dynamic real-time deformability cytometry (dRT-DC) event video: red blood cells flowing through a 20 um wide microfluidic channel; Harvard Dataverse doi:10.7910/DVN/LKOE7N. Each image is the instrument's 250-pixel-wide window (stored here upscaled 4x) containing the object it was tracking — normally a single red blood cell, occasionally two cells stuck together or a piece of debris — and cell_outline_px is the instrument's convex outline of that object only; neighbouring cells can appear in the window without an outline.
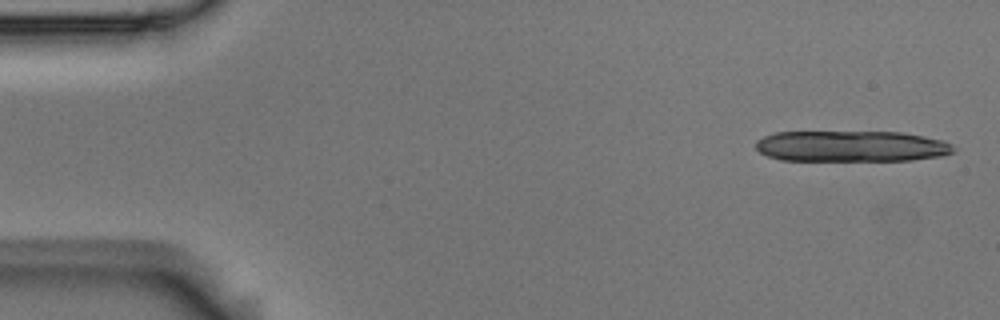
{"species": "Egyptian fruit bat (a non-hibernating species)", "species_latin": "Rousettus aegyptiacus", "temperature_condition": "room temperature", "stored_images_in_passage": 6, "camera_frame_rate_fps": 3000, "um_per_image_px": 0.085, "animal": {"sex": "male"}, "frame": {"image": 1, "passage_image": 1, "time_ms": 0.0, "image_size_px": [1000, 320], "cell_outline_px": [[956, 152], [940, 156], [912, 160], [780, 160], [768, 156], [760, 152], [756, 148], [756, 140], [764, 136], [776, 132], [904, 132], [944, 140], [952, 144], [956, 148]], "centroid_in_image_um": [72.4, 12.42], "position_along_channel_um": 12.6, "area_um2": 35.89}}
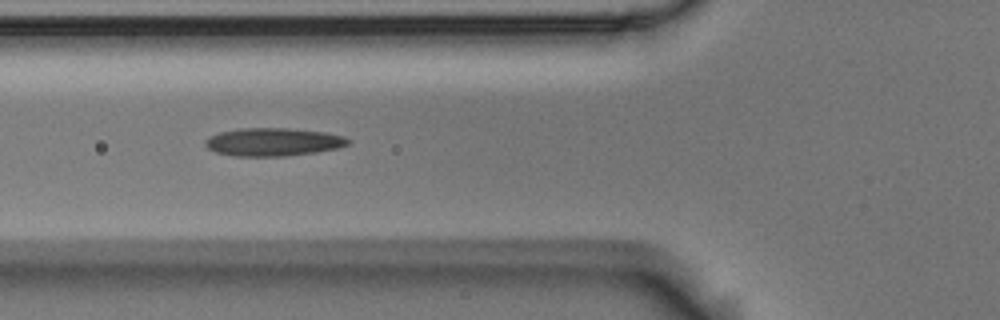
{"frame": {"image": 2, "passage_image": 5, "time_ms": 1.333, "image_size_px": [1000, 320], "cell_outline_px": [[352, 140], [348, 144], [340, 148], [316, 152], [288, 156], [232, 156], [216, 152], [208, 148], [204, 144], [204, 140], [220, 132], [240, 128], [288, 128], [324, 132], [344, 136]], "centroid_in_image_um": [23.25, 12.07], "position_along_channel_um": 102.6, "area_um2": 23.47}}
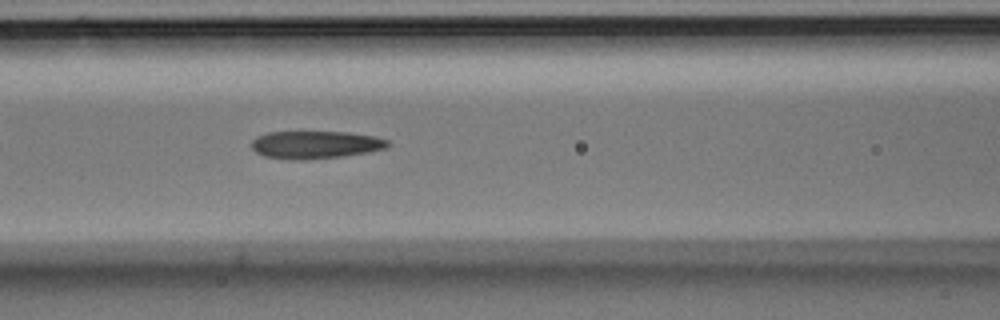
{"frame": {"image": 3, "passage_image": 6, "time_ms": 1.667, "image_size_px": [1000, 320], "cell_outline_px": [[392, 144], [384, 148], [368, 152], [344, 156], [304, 160], [288, 160], [264, 156], [256, 152], [252, 148], [252, 140], [256, 136], [268, 132], [348, 132], [376, 136], [388, 140]], "centroid_in_image_um": [26.81, 12.3], "position_along_channel_um": 139.8, "area_um2": 22.2}}